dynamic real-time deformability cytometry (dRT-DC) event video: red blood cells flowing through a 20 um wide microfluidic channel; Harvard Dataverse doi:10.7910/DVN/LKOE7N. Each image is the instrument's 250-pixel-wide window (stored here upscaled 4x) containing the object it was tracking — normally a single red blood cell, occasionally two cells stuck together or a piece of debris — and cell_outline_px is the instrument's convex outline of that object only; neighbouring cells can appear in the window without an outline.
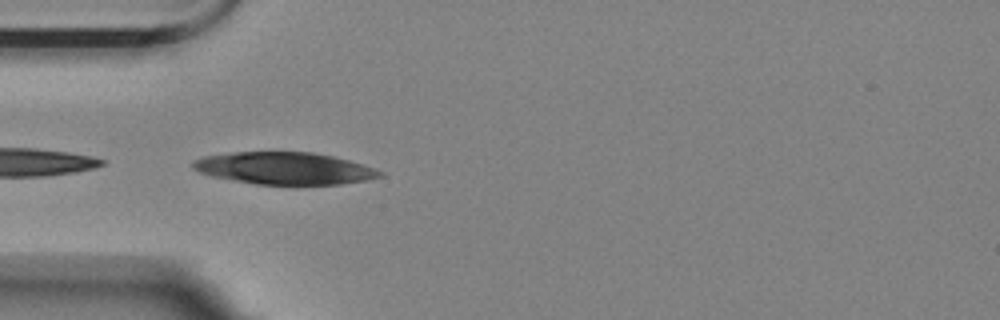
{"species": "Egyptian fruit bat (a non-hibernating species)", "species_latin": "Rousettus aegyptiacus", "temperature_condition": "room temperature", "stored_images_in_passage": 5, "camera_frame_rate_fps": 3000, "um_per_image_px": 0.085, "animal": {"sex": "female"}, "frame": {"image": 1, "passage_image": 1, "time_ms": 0.0, "image_size_px": [1000, 320], "cell_outline_px": [[384, 176], [364, 180], [340, 184], [256, 184], [212, 176], [200, 172], [192, 168], [192, 164], [196, 160], [204, 156], [232, 152], [312, 152], [332, 156], [348, 160], [384, 172]], "centroid_in_image_um": [24.17, 14.3], "position_along_channel_um": 60.8, "area_um2": 34.56}}